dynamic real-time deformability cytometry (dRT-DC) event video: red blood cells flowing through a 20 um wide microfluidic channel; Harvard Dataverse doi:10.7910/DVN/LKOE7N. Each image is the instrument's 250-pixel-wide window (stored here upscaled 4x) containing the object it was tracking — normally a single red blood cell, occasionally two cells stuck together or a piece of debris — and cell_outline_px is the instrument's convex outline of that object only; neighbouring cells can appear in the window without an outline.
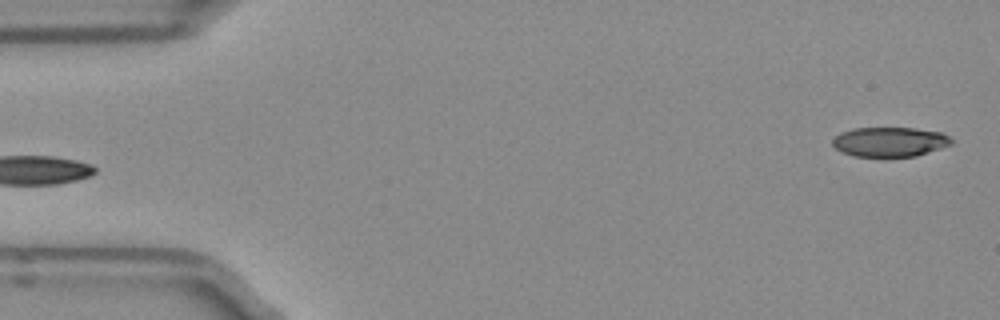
{"species": "Egyptian fruit bat (a non-hibernating species)", "species_latin": "Rousettus aegyptiacus", "temperature_condition": "room temperature", "stored_images_in_passage": 5, "segment_of_instrument_passage": [2, 2], "camera_frame_rate_fps": 3000, "um_per_image_px": 0.085, "frame": {"image": 1, "passage_image": 5, "time_ms": 1.333, "image_size_px": [1000, 320], "cell_outline_px": [[956, 140], [952, 144], [916, 156], [888, 160], [884, 160], [852, 156], [840, 152], [832, 144], [832, 140], [840, 132], [852, 128], [912, 128], [940, 132]], "centroid_in_image_um": [75.6, 12.11], "position_along_channel_um": 9.4, "area_um2": 21.5}}